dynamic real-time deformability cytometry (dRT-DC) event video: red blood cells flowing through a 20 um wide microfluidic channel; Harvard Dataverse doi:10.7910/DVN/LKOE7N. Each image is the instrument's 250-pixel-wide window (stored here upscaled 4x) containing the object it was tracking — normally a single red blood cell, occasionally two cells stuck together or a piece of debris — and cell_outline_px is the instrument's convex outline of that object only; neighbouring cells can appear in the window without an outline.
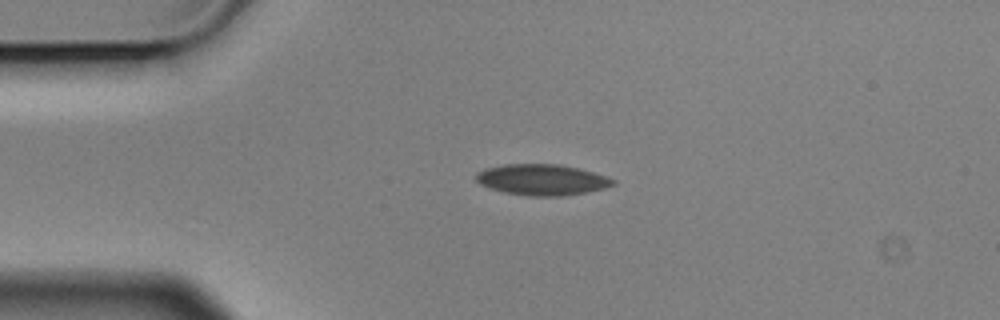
{"species": "Egyptian fruit bat (a non-hibernating species)", "species_latin": "Rousettus aegyptiacus", "temperature_condition": "cold", "stored_images_in_passage": 3, "camera_frame_rate_fps": 3000, "um_per_image_px": 0.085, "animal": {"sex": "male"}, "frame": {"image": 1, "passage_image": 2, "time_ms": 0.333, "image_size_px": [1000, 320], "cell_outline_px": [[616, 184], [604, 188], [588, 192], [564, 196], [528, 196], [504, 192], [488, 188], [480, 184], [472, 176], [476, 172], [484, 168], [504, 164], [556, 164], [576, 168], [608, 176], [616, 180]], "centroid_in_image_um": [46.03, 15.28], "position_along_channel_um": 39.0, "area_um2": 24.97}}